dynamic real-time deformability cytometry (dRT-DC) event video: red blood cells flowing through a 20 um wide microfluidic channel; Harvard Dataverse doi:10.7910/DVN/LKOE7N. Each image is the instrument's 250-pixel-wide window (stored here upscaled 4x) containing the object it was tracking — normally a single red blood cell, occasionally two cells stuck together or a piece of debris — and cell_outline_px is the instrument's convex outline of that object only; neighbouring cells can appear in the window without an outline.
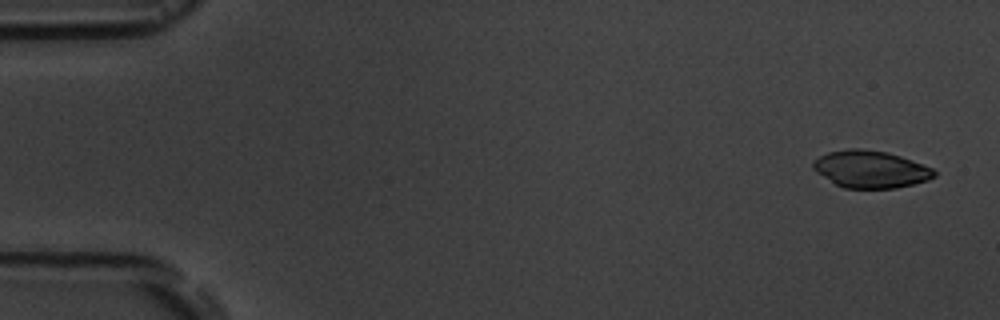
{"species": "common noctule bat (a hibernating species)", "species_latin": "Nyctalus noctula", "temperature_condition": "room temperature", "stored_images_in_passage": 4, "camera_frame_rate_fps": 3000, "um_per_image_px": 0.085, "animal": {"sex": "male", "body_mass_g": 19.5, "forearm_length_mm": 54.6}, "frame": {"image": 1, "passage_image": 1, "time_ms": 0.0, "image_size_px": [1000, 320], "cell_outline_px": [[936, 176], [928, 180], [896, 188], [844, 188], [836, 184], [816, 172], [812, 168], [812, 160], [828, 152], [848, 148], [860, 148], [888, 152], [912, 160], [932, 168], [936, 172]], "centroid_in_image_um": [73.98, 14.37], "position_along_channel_um": 11.0, "area_um2": 26.3}}
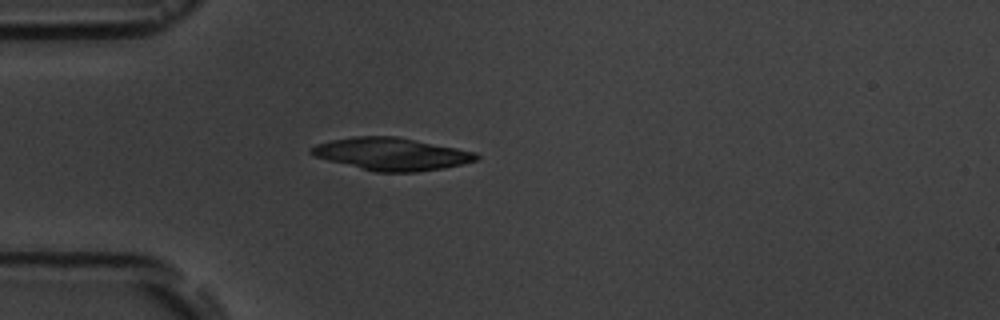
{"frame": {"image": 2, "passage_image": 4, "time_ms": 4.333, "image_size_px": [1000, 320], "cell_outline_px": [[480, 156], [476, 160], [444, 168], [416, 172], [376, 172], [312, 156], [308, 152], [308, 148], [316, 144], [332, 140], [352, 136], [396, 136], [476, 152]], "centroid_in_image_um": [33.23, 13.08], "position_along_channel_um": 51.8, "area_um2": 31.15}}